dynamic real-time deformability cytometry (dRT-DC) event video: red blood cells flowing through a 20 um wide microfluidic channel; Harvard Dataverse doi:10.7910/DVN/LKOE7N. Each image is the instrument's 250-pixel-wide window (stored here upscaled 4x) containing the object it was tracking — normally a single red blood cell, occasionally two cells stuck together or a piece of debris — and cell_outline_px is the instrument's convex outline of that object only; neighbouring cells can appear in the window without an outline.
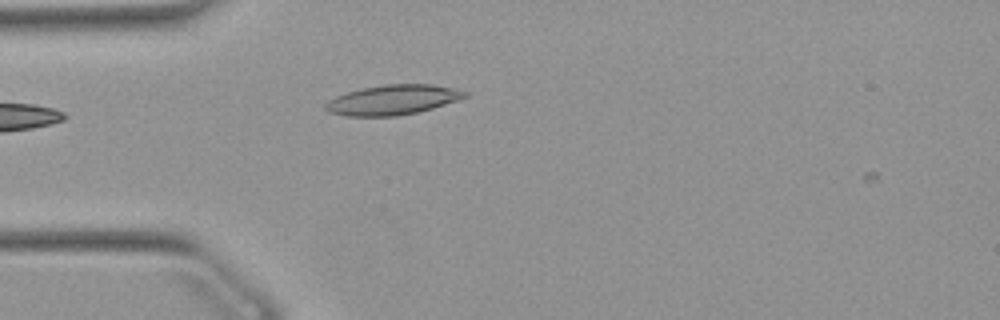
{"species": "Egyptian fruit bat (a non-hibernating species)", "species_latin": "Rousettus aegyptiacus", "temperature_condition": "warm", "stored_images_in_passage": 5, "camera_frame_rate_fps": 3000, "um_per_image_px": 0.085, "animal": {"sex": "female"}, "frame": {"image": 1, "passage_image": 3, "time_ms": 0.667, "image_size_px": [1000, 320], "cell_outline_px": [[468, 96], [432, 108], [416, 112], [396, 116], [348, 116], [328, 112], [324, 108], [324, 104], [328, 100], [336, 96], [348, 92], [364, 88], [384, 84], [432, 84], [452, 88], [468, 92]], "centroid_in_image_um": [33.35, 8.49], "position_along_channel_um": 51.7, "area_um2": 24.04}}